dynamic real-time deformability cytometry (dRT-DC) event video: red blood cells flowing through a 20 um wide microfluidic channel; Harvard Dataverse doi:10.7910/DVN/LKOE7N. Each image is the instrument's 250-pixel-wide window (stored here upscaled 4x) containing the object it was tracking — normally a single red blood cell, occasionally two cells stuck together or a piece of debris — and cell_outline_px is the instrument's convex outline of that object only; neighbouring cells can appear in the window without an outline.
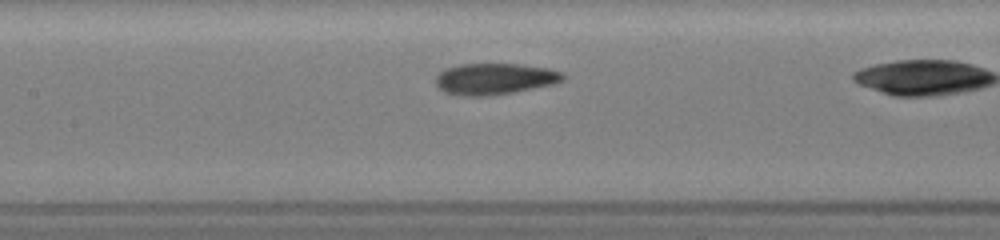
{"species": "common noctule bat (a hibernating species)", "species_latin": "Nyctalus noctula", "temperature_condition": "room temperature", "stored_images_in_passage": 9, "camera_frame_rate_fps": 3000, "um_per_image_px": 0.085, "animal": {"sex": "female", "body_mass_g": 19.5, "forearm_length_mm": 54.1}, "frame": {"image": 1, "passage_image": 7, "time_ms": 2.667, "image_size_px": [1000, 240], "cell_outline_px": [[564, 80], [552, 84], [512, 92], [488, 96], [460, 96], [444, 92], [436, 84], [436, 76], [444, 68], [460, 64], [516, 64], [548, 68], [564, 72]], "centroid_in_image_um": [42.02, 6.7], "position_along_channel_um": 165.4, "area_um2": 23.18}}